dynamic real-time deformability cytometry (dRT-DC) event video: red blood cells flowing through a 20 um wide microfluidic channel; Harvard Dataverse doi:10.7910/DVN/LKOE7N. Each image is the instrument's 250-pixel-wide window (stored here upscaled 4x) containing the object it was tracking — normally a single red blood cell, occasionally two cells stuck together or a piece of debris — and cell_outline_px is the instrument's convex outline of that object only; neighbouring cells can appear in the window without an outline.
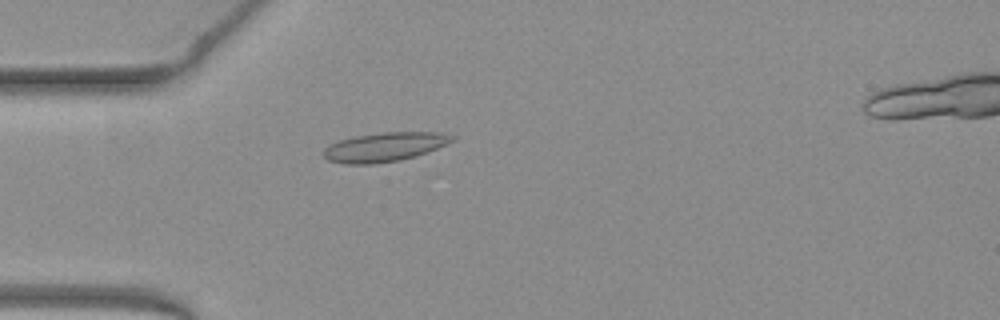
{"species": "common noctule bat (a hibernating species)", "species_latin": "Nyctalus noctula", "temperature_condition": "warm", "stored_images_in_passage": 48, "camera_frame_rate_fps": 3000, "um_per_image_px": 0.085, "animal": {"sex": "female", "body_mass_g": 19.3, "forearm_length_mm": 54.1}, "frame": {"image": 1, "passage_image": 11, "time_ms": 3.333, "image_size_px": [1000, 320], "cell_outline_px": [[456, 140], [416, 156], [400, 160], [372, 164], [344, 164], [328, 160], [324, 156], [324, 148], [340, 140], [356, 136], [384, 132], [440, 132], [456, 136]], "centroid_in_image_um": [32.72, 12.49], "position_along_channel_um": 52.3, "area_um2": 21.68}}
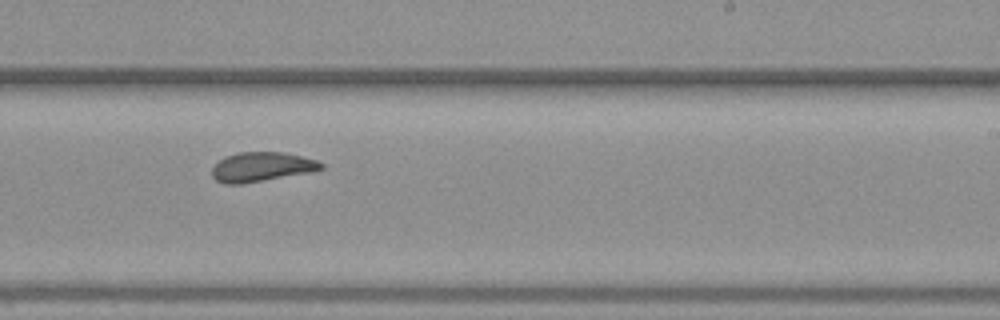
{"frame": {"image": 2, "passage_image": 28, "time_ms": 9.0, "image_size_px": [1000, 320], "cell_outline_px": [[324, 168], [308, 172], [240, 184], [224, 184], [216, 180], [212, 176], [212, 168], [224, 156], [240, 152], [284, 152], [316, 160], [324, 164]], "centroid_in_image_um": [22.2, 14.18], "position_along_channel_um": 266.8, "area_um2": 18.44}}
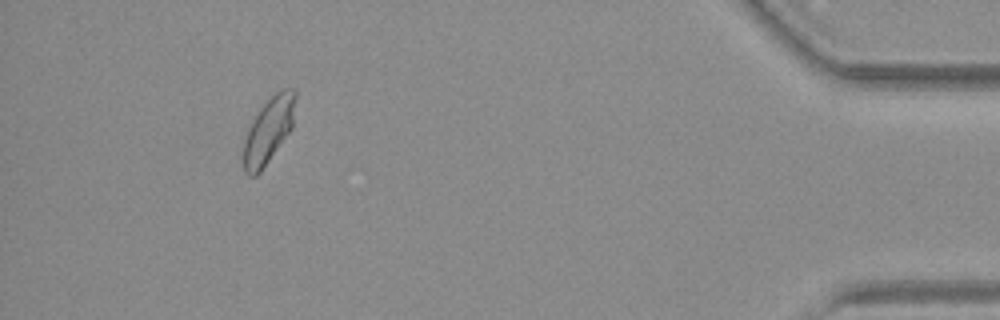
{"frame": {"image": 3, "passage_image": 44, "time_ms": 14.333, "image_size_px": [1000, 320], "cell_outline_px": [[296, 96], [292, 128], [260, 172], [256, 176], [248, 176], [244, 172], [244, 140], [248, 128], [252, 120], [260, 108], [280, 88], [296, 88]], "centroid_in_image_um": [22.84, 11.05], "position_along_channel_um": 412.4, "area_um2": 19.77}, "authors_computed_cell_mechanics": {"area_um2": 19.5364, "velocity_mm_per_s": 3.9591, "shape_relaxation_time_tau1_ms": null, "shape_relaxation_time_tau2_ms": 1.7937, "deformation_change_tau1": null, "deformation_change_tau2": 0.0546}}